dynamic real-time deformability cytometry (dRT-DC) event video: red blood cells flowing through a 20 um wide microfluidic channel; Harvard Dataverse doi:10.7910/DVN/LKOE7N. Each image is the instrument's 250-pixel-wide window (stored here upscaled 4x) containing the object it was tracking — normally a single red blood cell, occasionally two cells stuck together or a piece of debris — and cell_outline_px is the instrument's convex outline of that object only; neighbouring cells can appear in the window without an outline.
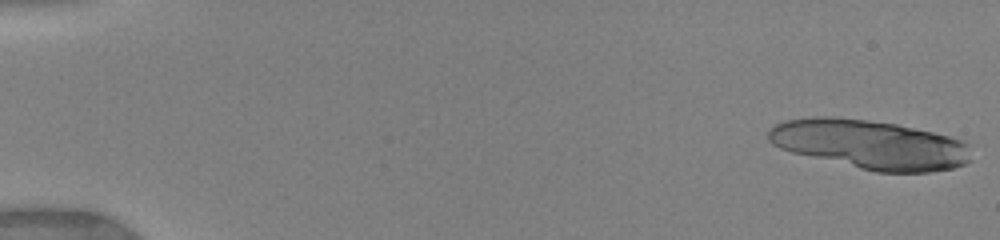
{"species": "human", "species_latin": "Homo sapiens", "temperature_condition": "warm", "stored_images_in_passage": 14, "camera_frame_rate_fps": 3000, "um_per_image_px": 0.085, "donor": {"sex": "female"}, "frame": {"image": 1, "passage_image": 1, "time_ms": 0.0, "image_size_px": [1000, 240], "cell_outline_px": [[968, 160], [964, 164], [952, 168], [932, 172], [876, 172], [792, 152], [780, 148], [772, 144], [768, 140], [768, 128], [784, 120], [812, 116], [832, 116], [868, 120], [896, 124], [932, 132], [964, 140], [968, 144]], "centroid_in_image_um": [73.9, 12.26], "position_along_channel_um": 11.1, "area_um2": 57.92}}
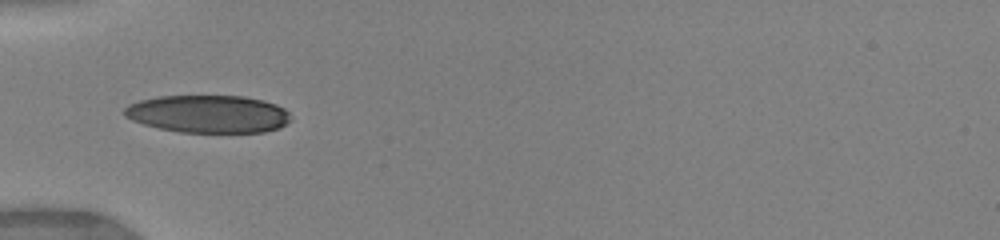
{"frame": {"image": 2, "passage_image": 10, "time_ms": 5.667, "image_size_px": [1000, 240], "cell_outline_px": [[292, 120], [280, 128], [264, 132], [180, 132], [160, 128], [144, 124], [132, 120], [124, 116], [124, 108], [128, 104], [140, 100], [156, 96], [244, 96], [264, 100], [276, 104], [284, 108], [288, 112]], "centroid_in_image_um": [17.72, 9.68], "position_along_channel_um": 67.3, "area_um2": 36.7}}